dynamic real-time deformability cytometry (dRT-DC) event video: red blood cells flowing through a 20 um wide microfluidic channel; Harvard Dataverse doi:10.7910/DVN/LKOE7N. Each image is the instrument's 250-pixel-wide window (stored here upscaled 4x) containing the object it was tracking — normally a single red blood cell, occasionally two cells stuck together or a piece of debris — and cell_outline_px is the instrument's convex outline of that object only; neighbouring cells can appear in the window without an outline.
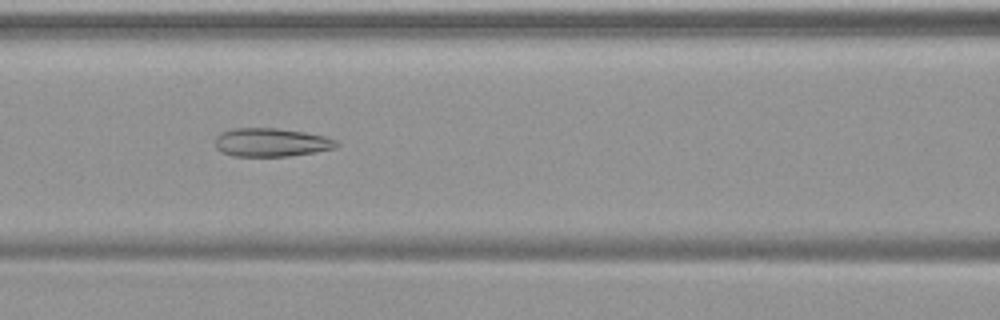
{"species": "common noctule bat (a hibernating species)", "species_latin": "Nyctalus noctula", "temperature_condition": "warm", "stored_images_in_passage": 48, "camera_frame_rate_fps": 3000, "um_per_image_px": 0.085, "animal": {"sex": "female", "body_mass_g": 19.9}, "frame": {"image": 1, "passage_image": 18, "time_ms": 5.667, "image_size_px": [1000, 320], "cell_outline_px": [[340, 144], [336, 148], [316, 152], [288, 156], [232, 156], [220, 152], [216, 148], [216, 136], [220, 132], [236, 128], [276, 128], [304, 132], [324, 136], [336, 140]], "centroid_in_image_um": [23.05, 12.11], "position_along_channel_um": 143.5, "area_um2": 20.23}}
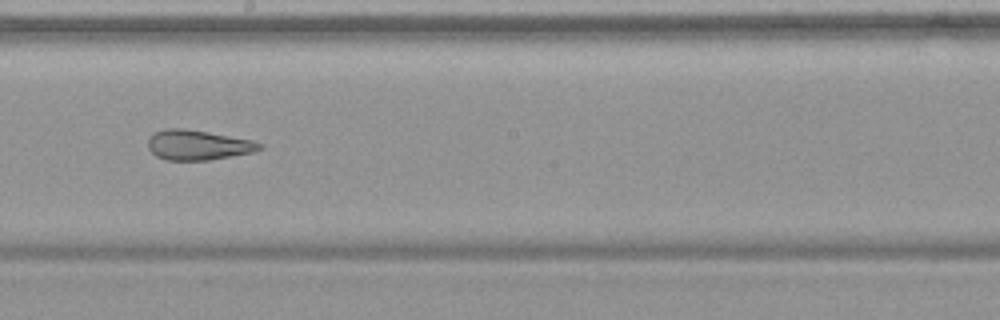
{"frame": {"image": 2, "passage_image": 25, "time_ms": 8.0, "image_size_px": [1000, 320], "cell_outline_px": [[264, 148], [252, 152], [208, 160], [164, 160], [156, 156], [148, 148], [148, 136], [156, 132], [168, 128], [184, 128], [208, 132], [252, 140], [264, 144]], "centroid_in_image_um": [16.81, 12.32], "position_along_channel_um": 231.4, "area_um2": 19.48}}
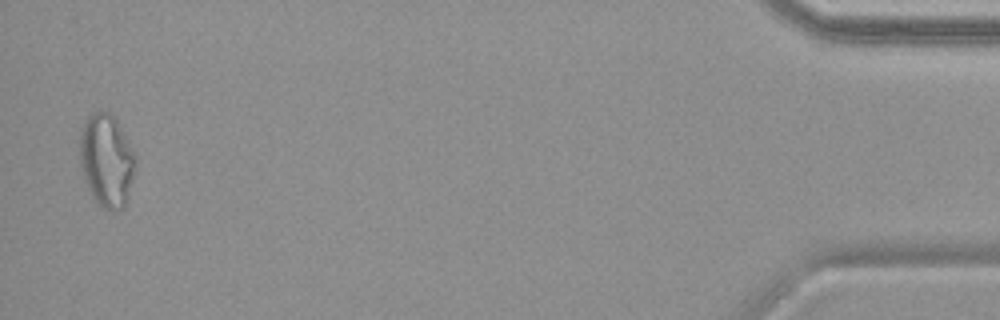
{"frame": {"image": 3, "passage_image": 47, "time_ms": 15.333, "image_size_px": [1000, 320], "cell_outline_px": [[136, 168], [128, 200], [120, 208], [112, 212], [100, 208], [96, 204], [88, 188], [80, 164], [80, 132], [84, 120], [92, 112], [108, 112], [116, 120], [128, 140], [136, 156]], "centroid_in_image_um": [9.07, 13.67], "position_along_channel_um": 426.1, "area_um2": 30.4}, "authors_computed_cell_mechanics": {"area_um2": 24.5072, "velocity_mm_per_s": 3.7803, "shape_relaxation_time_tau1_ms": null, "shape_relaxation_time_tau2_ms": 1.8589, "deformation_change_tau1": null, "deformation_change_tau2": 0.1092}}